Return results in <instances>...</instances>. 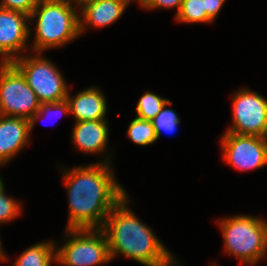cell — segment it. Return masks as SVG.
I'll return each mask as SVG.
<instances>
[{
  "mask_svg": "<svg viewBox=\"0 0 267 266\" xmlns=\"http://www.w3.org/2000/svg\"><path fill=\"white\" fill-rule=\"evenodd\" d=\"M103 155L107 156L94 164L62 167L69 207L66 229L102 228L111 210L127 194L114 175L112 154Z\"/></svg>",
  "mask_w": 267,
  "mask_h": 266,
  "instance_id": "obj_1",
  "label": "cell"
},
{
  "mask_svg": "<svg viewBox=\"0 0 267 266\" xmlns=\"http://www.w3.org/2000/svg\"><path fill=\"white\" fill-rule=\"evenodd\" d=\"M126 194L111 210L102 226L111 260L122 255L145 266H177L170 250L130 209Z\"/></svg>",
  "mask_w": 267,
  "mask_h": 266,
  "instance_id": "obj_2",
  "label": "cell"
},
{
  "mask_svg": "<svg viewBox=\"0 0 267 266\" xmlns=\"http://www.w3.org/2000/svg\"><path fill=\"white\" fill-rule=\"evenodd\" d=\"M29 19L36 21L32 53L63 47L81 36L78 9L65 0H40Z\"/></svg>",
  "mask_w": 267,
  "mask_h": 266,
  "instance_id": "obj_3",
  "label": "cell"
},
{
  "mask_svg": "<svg viewBox=\"0 0 267 266\" xmlns=\"http://www.w3.org/2000/svg\"><path fill=\"white\" fill-rule=\"evenodd\" d=\"M217 224L222 233L225 254L249 266H255L266 256L267 219L238 214L221 217Z\"/></svg>",
  "mask_w": 267,
  "mask_h": 266,
  "instance_id": "obj_4",
  "label": "cell"
},
{
  "mask_svg": "<svg viewBox=\"0 0 267 266\" xmlns=\"http://www.w3.org/2000/svg\"><path fill=\"white\" fill-rule=\"evenodd\" d=\"M64 232L63 245L56 247L57 264L98 266L111 261L107 238L101 228L65 229Z\"/></svg>",
  "mask_w": 267,
  "mask_h": 266,
  "instance_id": "obj_5",
  "label": "cell"
},
{
  "mask_svg": "<svg viewBox=\"0 0 267 266\" xmlns=\"http://www.w3.org/2000/svg\"><path fill=\"white\" fill-rule=\"evenodd\" d=\"M26 54H22L11 63L22 73L39 102L43 104L65 100L69 87L61 70L42 53Z\"/></svg>",
  "mask_w": 267,
  "mask_h": 266,
  "instance_id": "obj_6",
  "label": "cell"
},
{
  "mask_svg": "<svg viewBox=\"0 0 267 266\" xmlns=\"http://www.w3.org/2000/svg\"><path fill=\"white\" fill-rule=\"evenodd\" d=\"M40 105L22 73L12 63L0 62V115L29 120Z\"/></svg>",
  "mask_w": 267,
  "mask_h": 266,
  "instance_id": "obj_7",
  "label": "cell"
},
{
  "mask_svg": "<svg viewBox=\"0 0 267 266\" xmlns=\"http://www.w3.org/2000/svg\"><path fill=\"white\" fill-rule=\"evenodd\" d=\"M232 125L225 130L238 135L267 137V99L248 87L232 95Z\"/></svg>",
  "mask_w": 267,
  "mask_h": 266,
  "instance_id": "obj_8",
  "label": "cell"
},
{
  "mask_svg": "<svg viewBox=\"0 0 267 266\" xmlns=\"http://www.w3.org/2000/svg\"><path fill=\"white\" fill-rule=\"evenodd\" d=\"M220 145L222 159L237 171L255 170L267 165V137L224 132Z\"/></svg>",
  "mask_w": 267,
  "mask_h": 266,
  "instance_id": "obj_9",
  "label": "cell"
},
{
  "mask_svg": "<svg viewBox=\"0 0 267 266\" xmlns=\"http://www.w3.org/2000/svg\"><path fill=\"white\" fill-rule=\"evenodd\" d=\"M29 15L20 11L0 8V62L11 63L21 57L22 52L31 50ZM29 47V49H28Z\"/></svg>",
  "mask_w": 267,
  "mask_h": 266,
  "instance_id": "obj_10",
  "label": "cell"
},
{
  "mask_svg": "<svg viewBox=\"0 0 267 266\" xmlns=\"http://www.w3.org/2000/svg\"><path fill=\"white\" fill-rule=\"evenodd\" d=\"M29 120L0 115V164L6 165L30 142Z\"/></svg>",
  "mask_w": 267,
  "mask_h": 266,
  "instance_id": "obj_11",
  "label": "cell"
},
{
  "mask_svg": "<svg viewBox=\"0 0 267 266\" xmlns=\"http://www.w3.org/2000/svg\"><path fill=\"white\" fill-rule=\"evenodd\" d=\"M97 86H92L79 91L74 96L68 92L66 100L69 112L75 121L106 120L107 98Z\"/></svg>",
  "mask_w": 267,
  "mask_h": 266,
  "instance_id": "obj_12",
  "label": "cell"
},
{
  "mask_svg": "<svg viewBox=\"0 0 267 266\" xmlns=\"http://www.w3.org/2000/svg\"><path fill=\"white\" fill-rule=\"evenodd\" d=\"M131 0H95L85 5L79 14L80 34L86 28H103L114 24L125 12Z\"/></svg>",
  "mask_w": 267,
  "mask_h": 266,
  "instance_id": "obj_13",
  "label": "cell"
},
{
  "mask_svg": "<svg viewBox=\"0 0 267 266\" xmlns=\"http://www.w3.org/2000/svg\"><path fill=\"white\" fill-rule=\"evenodd\" d=\"M72 142L75 148L85 154L107 152L109 126L107 120H88L75 122L72 129Z\"/></svg>",
  "mask_w": 267,
  "mask_h": 266,
  "instance_id": "obj_14",
  "label": "cell"
},
{
  "mask_svg": "<svg viewBox=\"0 0 267 266\" xmlns=\"http://www.w3.org/2000/svg\"><path fill=\"white\" fill-rule=\"evenodd\" d=\"M56 242L53 240L38 242L15 259L14 266H51L56 264Z\"/></svg>",
  "mask_w": 267,
  "mask_h": 266,
  "instance_id": "obj_15",
  "label": "cell"
},
{
  "mask_svg": "<svg viewBox=\"0 0 267 266\" xmlns=\"http://www.w3.org/2000/svg\"><path fill=\"white\" fill-rule=\"evenodd\" d=\"M179 23H211L213 22L204 9V0H183L179 12L175 15Z\"/></svg>",
  "mask_w": 267,
  "mask_h": 266,
  "instance_id": "obj_16",
  "label": "cell"
},
{
  "mask_svg": "<svg viewBox=\"0 0 267 266\" xmlns=\"http://www.w3.org/2000/svg\"><path fill=\"white\" fill-rule=\"evenodd\" d=\"M126 135L133 143L140 146L152 145L157 141L152 122L138 117L130 122Z\"/></svg>",
  "mask_w": 267,
  "mask_h": 266,
  "instance_id": "obj_17",
  "label": "cell"
},
{
  "mask_svg": "<svg viewBox=\"0 0 267 266\" xmlns=\"http://www.w3.org/2000/svg\"><path fill=\"white\" fill-rule=\"evenodd\" d=\"M167 106H172V101L169 100L165 103L162 110L151 120L157 140L163 133L173 134L177 131L178 125L181 120L178 114Z\"/></svg>",
  "mask_w": 267,
  "mask_h": 266,
  "instance_id": "obj_18",
  "label": "cell"
},
{
  "mask_svg": "<svg viewBox=\"0 0 267 266\" xmlns=\"http://www.w3.org/2000/svg\"><path fill=\"white\" fill-rule=\"evenodd\" d=\"M169 99L146 91L136 105V117L151 121L164 107Z\"/></svg>",
  "mask_w": 267,
  "mask_h": 266,
  "instance_id": "obj_19",
  "label": "cell"
},
{
  "mask_svg": "<svg viewBox=\"0 0 267 266\" xmlns=\"http://www.w3.org/2000/svg\"><path fill=\"white\" fill-rule=\"evenodd\" d=\"M5 193L4 186L0 190V225L15 220L22 212V204Z\"/></svg>",
  "mask_w": 267,
  "mask_h": 266,
  "instance_id": "obj_20",
  "label": "cell"
},
{
  "mask_svg": "<svg viewBox=\"0 0 267 266\" xmlns=\"http://www.w3.org/2000/svg\"><path fill=\"white\" fill-rule=\"evenodd\" d=\"M52 113H54L55 115H58V113H59L60 116L61 115L63 116L64 114L65 115L70 114L69 104H68L67 100L65 99V100H62L59 102L41 104L38 111L29 119L30 133L33 130L36 122H39V120L42 119L43 116L44 117L46 116L47 118H51L52 115H54ZM58 116H57V118H58Z\"/></svg>",
  "mask_w": 267,
  "mask_h": 266,
  "instance_id": "obj_21",
  "label": "cell"
},
{
  "mask_svg": "<svg viewBox=\"0 0 267 266\" xmlns=\"http://www.w3.org/2000/svg\"><path fill=\"white\" fill-rule=\"evenodd\" d=\"M40 0H1L0 8L20 11L30 15Z\"/></svg>",
  "mask_w": 267,
  "mask_h": 266,
  "instance_id": "obj_22",
  "label": "cell"
},
{
  "mask_svg": "<svg viewBox=\"0 0 267 266\" xmlns=\"http://www.w3.org/2000/svg\"><path fill=\"white\" fill-rule=\"evenodd\" d=\"M183 0H147L140 8L145 10L154 9H174L176 8L175 15L179 12Z\"/></svg>",
  "mask_w": 267,
  "mask_h": 266,
  "instance_id": "obj_23",
  "label": "cell"
},
{
  "mask_svg": "<svg viewBox=\"0 0 267 266\" xmlns=\"http://www.w3.org/2000/svg\"><path fill=\"white\" fill-rule=\"evenodd\" d=\"M226 0H204V9L208 17L214 22Z\"/></svg>",
  "mask_w": 267,
  "mask_h": 266,
  "instance_id": "obj_24",
  "label": "cell"
},
{
  "mask_svg": "<svg viewBox=\"0 0 267 266\" xmlns=\"http://www.w3.org/2000/svg\"><path fill=\"white\" fill-rule=\"evenodd\" d=\"M68 2L71 6L79 10L83 8L85 5L92 3L95 0H65Z\"/></svg>",
  "mask_w": 267,
  "mask_h": 266,
  "instance_id": "obj_25",
  "label": "cell"
},
{
  "mask_svg": "<svg viewBox=\"0 0 267 266\" xmlns=\"http://www.w3.org/2000/svg\"><path fill=\"white\" fill-rule=\"evenodd\" d=\"M7 254H5V252L3 251L2 248V241H1V237H0V261H7L8 260V256H6Z\"/></svg>",
  "mask_w": 267,
  "mask_h": 266,
  "instance_id": "obj_26",
  "label": "cell"
},
{
  "mask_svg": "<svg viewBox=\"0 0 267 266\" xmlns=\"http://www.w3.org/2000/svg\"><path fill=\"white\" fill-rule=\"evenodd\" d=\"M132 2H138L139 3V6L141 7L147 0H131Z\"/></svg>",
  "mask_w": 267,
  "mask_h": 266,
  "instance_id": "obj_27",
  "label": "cell"
},
{
  "mask_svg": "<svg viewBox=\"0 0 267 266\" xmlns=\"http://www.w3.org/2000/svg\"><path fill=\"white\" fill-rule=\"evenodd\" d=\"M0 166L2 167L3 165L0 164ZM4 187V182L3 179L0 176V190Z\"/></svg>",
  "mask_w": 267,
  "mask_h": 266,
  "instance_id": "obj_28",
  "label": "cell"
}]
</instances>
